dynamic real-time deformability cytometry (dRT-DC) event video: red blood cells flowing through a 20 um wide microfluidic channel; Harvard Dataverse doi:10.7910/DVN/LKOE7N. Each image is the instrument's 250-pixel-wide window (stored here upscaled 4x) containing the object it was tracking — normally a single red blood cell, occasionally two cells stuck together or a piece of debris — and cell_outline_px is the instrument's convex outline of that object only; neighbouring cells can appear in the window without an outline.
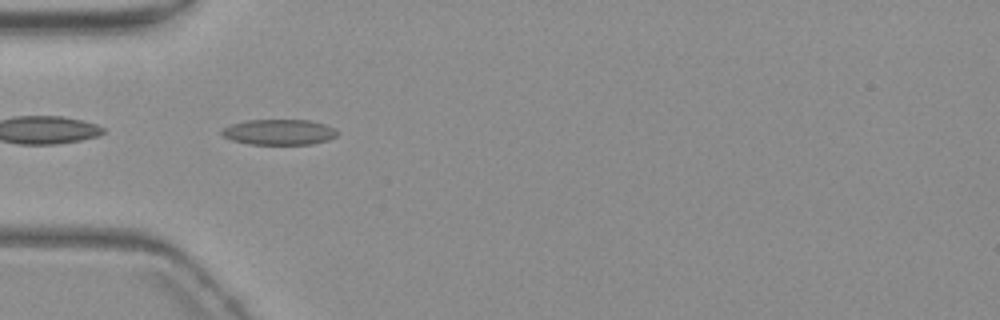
{"species": "common noctule bat (a hibernating species)", "species_latin": "Nyctalus noctula", "temperature_condition": "warm", "stored_images_in_passage": 38, "camera_frame_rate_fps": 3000, "um_per_image_px": 0.085, "animal": {"sex": "female", "body_mass_g": 19.3, "forearm_length_mm": 54.1}, "frame": {"image": 1, "passage_image": 7, "time_ms": 2.0, "image_size_px": [1000, 320], "cell_outline_px": [[340, 132], [336, 136], [328, 140], [312, 144], [248, 144], [232, 140], [220, 136], [220, 132], [224, 128], [232, 124], [248, 120], [308, 120], [324, 124]], "centroid_in_image_um": [23.7, 11.23], "position_along_channel_um": 61.3, "area_um2": 17.17}}
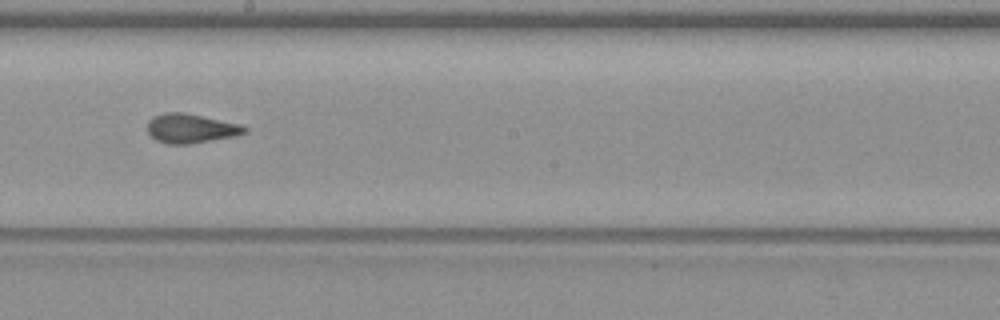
{"frame": {"image": 2, "passage_image": 21, "time_ms": 6.667, "image_size_px": [1000, 320], "cell_outline_px": [[248, 132], [240, 136], [192, 144], [164, 144], [156, 140], [148, 132], [148, 120], [164, 112], [180, 112], [240, 124], [248, 128]], "centroid_in_image_um": [16.27, 10.94], "position_along_channel_um": 231.9, "area_um2": 16.7}}
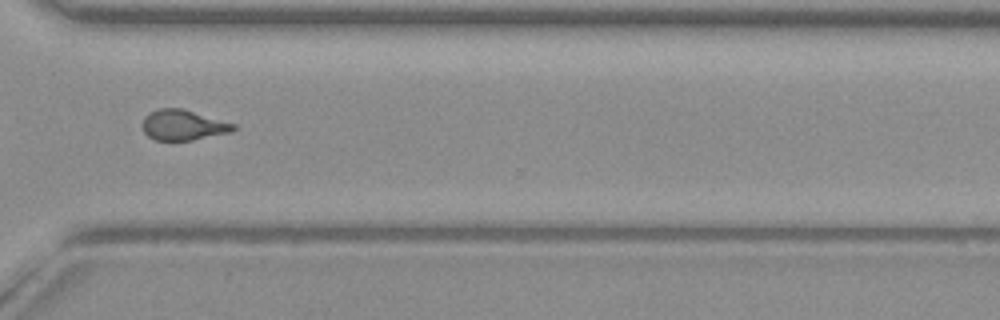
{"frame": {"image": 3, "passage_image": 31, "time_ms": 10.0, "image_size_px": [1000, 320], "cell_outline_px": [[236, 128], [232, 132], [192, 140], [156, 140], [148, 136], [144, 132], [144, 116], [160, 108], [184, 108], [236, 124]], "centroid_in_image_um": [15.62, 10.62], "position_along_channel_um": 355.0, "area_um2": 16.07}, "authors_computed_cell_mechanics": {"area_um2": 16.7042, "velocity_mm_per_s": 3.6985, "shape_relaxation_time_tau1_ms": 8.6214, "shape_relaxation_time_tau2_ms": 1.0111, "deformation_change_tau1": 0.206, "deformation_change_tau2": 0.07}}